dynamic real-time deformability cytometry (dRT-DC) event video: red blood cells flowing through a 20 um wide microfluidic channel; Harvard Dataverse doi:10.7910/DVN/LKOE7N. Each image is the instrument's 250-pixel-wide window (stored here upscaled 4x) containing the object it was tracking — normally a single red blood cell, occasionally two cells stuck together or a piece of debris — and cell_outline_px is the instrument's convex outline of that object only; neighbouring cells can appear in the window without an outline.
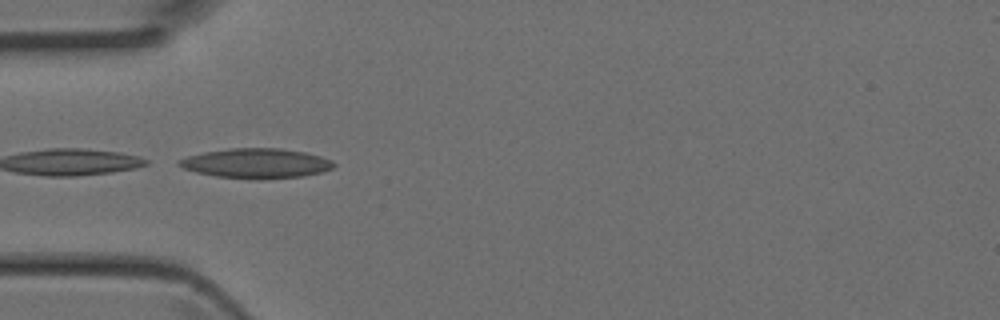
{"species": "Egyptian fruit bat (a non-hibernating species)", "species_latin": "Rousettus aegyptiacus", "temperature_condition": "room temperature", "stored_images_in_passage": 5, "camera_frame_rate_fps": 3000, "um_per_image_px": 0.085, "animal": {"sex": "female"}, "frame": {"image": 1, "passage_image": 2, "time_ms": 0.333, "image_size_px": [1000, 320], "cell_outline_px": [[336, 164], [332, 168], [320, 172], [300, 176], [260, 180], [256, 180], [216, 176], [196, 172], [184, 168], [176, 164], [176, 160], [188, 156], [204, 152], [228, 148], [280, 148], [304, 152], [320, 156], [332, 160]], "centroid_in_image_um": [21.75, 13.88], "position_along_channel_um": 63.2, "area_um2": 26.93}}